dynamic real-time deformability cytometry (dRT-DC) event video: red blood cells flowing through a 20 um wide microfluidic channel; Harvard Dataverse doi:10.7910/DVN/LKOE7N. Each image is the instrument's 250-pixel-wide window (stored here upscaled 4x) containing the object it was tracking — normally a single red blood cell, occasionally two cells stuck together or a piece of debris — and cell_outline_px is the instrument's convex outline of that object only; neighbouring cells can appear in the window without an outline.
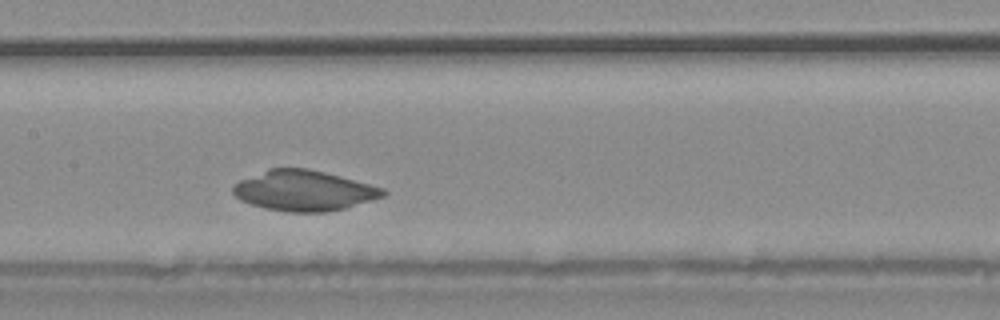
{"species": "common noctule bat (a hibernating species)", "species_latin": "Nyctalus noctula", "temperature_condition": "warm", "stored_images_in_passage": 26, "camera_frame_rate_fps": 3000, "um_per_image_px": 0.085, "animal": {"sex": "male", "body_mass_g": 20.4}, "frame": {"image": 1, "passage_image": 12, "time_ms": 3.667, "image_size_px": [1000, 320], "cell_outline_px": [[388, 192], [384, 196], [344, 208], [324, 212], [288, 212], [264, 208], [240, 200], [232, 192], [232, 188], [240, 180], [268, 168], [308, 168], [340, 176], [384, 188]], "centroid_in_image_um": [25.82, 16.2], "position_along_channel_um": 181.6, "area_um2": 35.08}}